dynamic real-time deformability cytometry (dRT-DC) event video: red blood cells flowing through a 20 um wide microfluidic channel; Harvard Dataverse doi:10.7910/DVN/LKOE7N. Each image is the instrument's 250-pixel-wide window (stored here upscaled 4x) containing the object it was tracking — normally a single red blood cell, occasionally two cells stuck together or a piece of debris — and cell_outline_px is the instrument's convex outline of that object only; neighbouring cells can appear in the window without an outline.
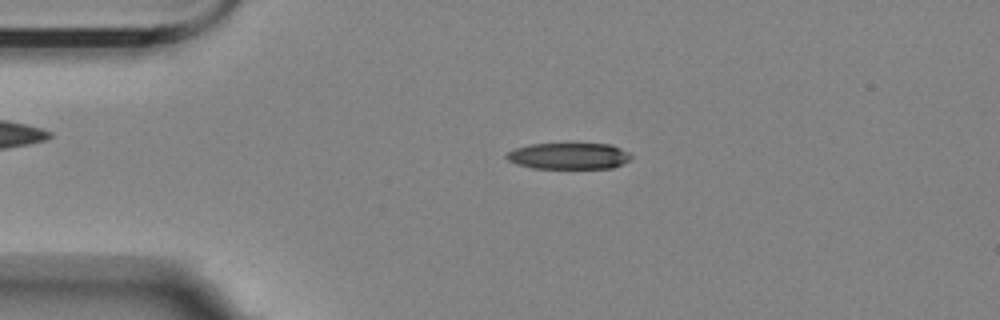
{"species": "Egyptian fruit bat (a non-hibernating species)", "species_latin": "Rousettus aegyptiacus", "temperature_condition": "room temperature", "stored_images_in_passage": 47, "camera_frame_rate_fps": 3000, "um_per_image_px": 0.085, "animal": {"sex": "female"}, "frame": {"image": 1, "passage_image": 3, "time_ms": 0.667, "image_size_px": [1000, 320], "cell_outline_px": [[632, 156], [628, 160], [612, 168], [532, 168], [516, 164], [508, 160], [504, 156], [508, 152], [516, 148], [532, 144], [612, 144], [628, 152]], "centroid_in_image_um": [48.33, 13.26], "position_along_channel_um": 36.7, "area_um2": 18.96}}
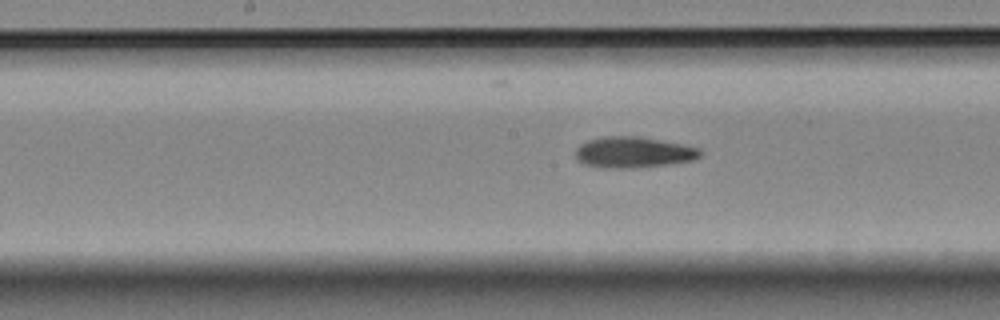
{"frame": {"image": 2, "passage_image": 19, "time_ms": 6.0, "image_size_px": [1000, 320], "cell_outline_px": [[700, 156], [692, 160], [664, 164], [628, 168], [608, 168], [584, 164], [576, 156], [576, 148], [580, 144], [588, 140], [604, 136], [640, 136], [700, 148]], "centroid_in_image_um": [53.8, 12.93], "position_along_channel_um": 194.4, "area_um2": 22.08}}
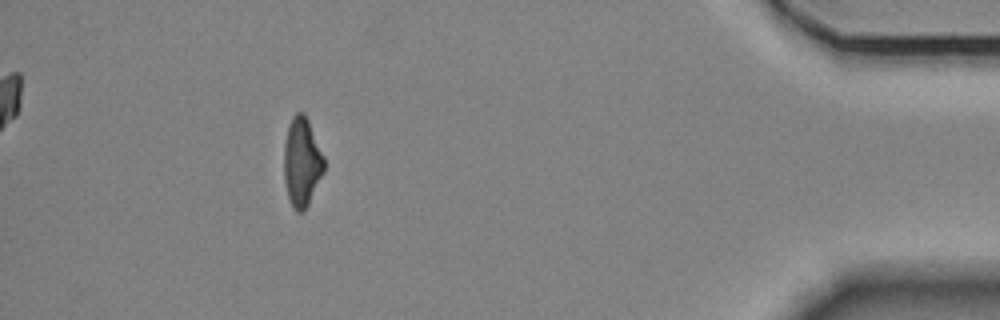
{"frame": {"image": 3, "passage_image": 42, "time_ms": 13.667, "image_size_px": [1000, 320], "cell_outline_px": [[324, 172], [308, 204], [300, 212], [296, 212], [292, 208], [288, 196], [284, 180], [284, 144], [288, 124], [292, 116], [296, 112], [304, 112], [308, 120], [324, 156]], "centroid_in_image_um": [25.65, 13.75], "position_along_channel_um": 409.6, "area_um2": 20.81}, "authors_computed_cell_mechanics": {"area_um2": 21.3282, "velocity_mm_per_s": 3.5349, "shape_relaxation_time_tau1_ms": 7.5224, "shape_relaxation_time_tau2_ms": 5.1873, "deformation_change_tau1": 0.1979, "deformation_change_tau2": 0.153}}